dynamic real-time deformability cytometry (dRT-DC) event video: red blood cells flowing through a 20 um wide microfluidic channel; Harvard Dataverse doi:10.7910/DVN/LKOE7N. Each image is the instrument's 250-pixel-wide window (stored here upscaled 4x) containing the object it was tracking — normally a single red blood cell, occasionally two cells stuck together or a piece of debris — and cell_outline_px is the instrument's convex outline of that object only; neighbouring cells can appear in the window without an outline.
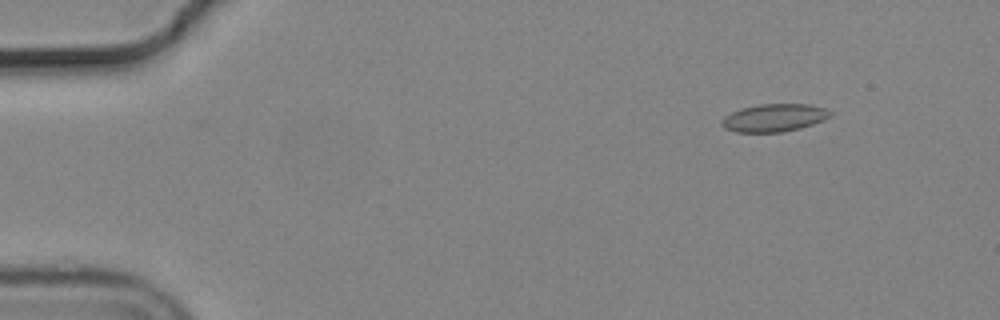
{"species": "common noctule bat (a hibernating species)", "species_latin": "Nyctalus noctula", "temperature_condition": "cold", "stored_images_in_passage": 50, "camera_frame_rate_fps": 3000, "um_per_image_px": 0.085, "animal": {"sex": "male", "body_mass_g": 19.2, "forearm_length_mm": 51.8}, "frame": {"image": 1, "passage_image": 1, "time_ms": 0.0, "image_size_px": [1000, 320], "cell_outline_px": [[832, 116], [824, 120], [800, 128], [784, 132], [736, 132], [724, 128], [720, 124], [720, 120], [724, 116], [732, 112], [744, 108], [760, 104], [808, 104], [824, 108], [832, 112]], "centroid_in_image_um": [65.8, 10.02], "position_along_channel_um": 19.2, "area_um2": 17.57}}
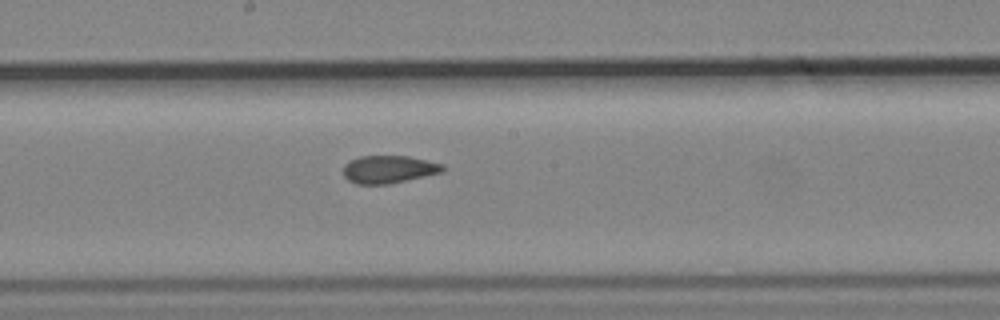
{"frame": {"image": 2, "passage_image": 25, "time_ms": 8.0, "image_size_px": [1000, 320], "cell_outline_px": [[444, 172], [388, 184], [356, 184], [348, 180], [344, 176], [344, 164], [360, 156], [408, 156], [444, 164]], "centroid_in_image_um": [33.06, 14.39], "position_along_channel_um": 215.1, "area_um2": 16.01}}
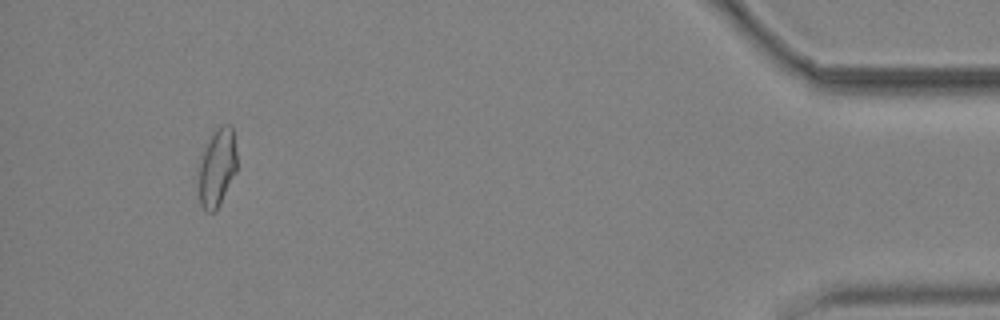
{"frame": {"image": 3, "passage_image": 47, "time_ms": 15.333, "image_size_px": [1000, 320], "cell_outline_px": [[236, 172], [220, 204], [212, 212], [208, 212], [200, 204], [200, 164], [204, 152], [212, 132], [224, 124], [228, 124], [232, 128], [236, 152]], "centroid_in_image_um": [18.48, 14.24], "position_along_channel_um": 416.7, "area_um2": 16.76}, "authors_computed_cell_mechanics": {"area_um2": 16.762, "velocity_mm_per_s": 3.697, "shape_relaxation_time_tau1_ms": null, "shape_relaxation_time_tau2_ms": 1.8369, "deformation_change_tau1": null, "deformation_change_tau2": 0.0785}}